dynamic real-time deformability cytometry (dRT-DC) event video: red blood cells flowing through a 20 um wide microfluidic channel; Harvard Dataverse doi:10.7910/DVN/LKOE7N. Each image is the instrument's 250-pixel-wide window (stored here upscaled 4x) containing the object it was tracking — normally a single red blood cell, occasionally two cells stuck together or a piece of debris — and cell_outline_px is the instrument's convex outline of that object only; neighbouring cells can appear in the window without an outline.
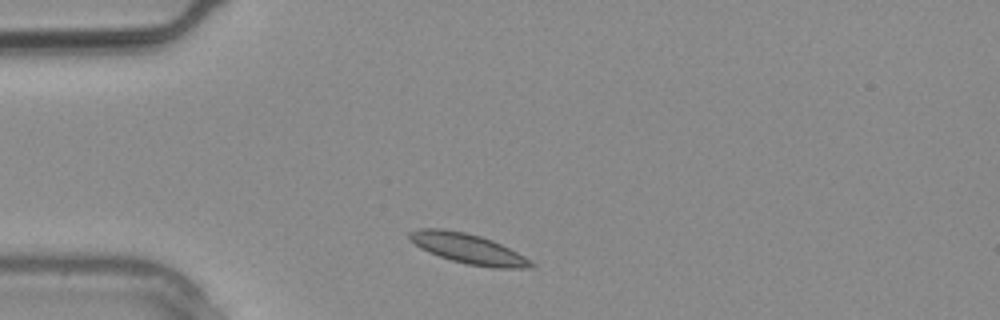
{"species": "common noctule bat (a hibernating species)", "species_latin": "Nyctalus noctula", "temperature_condition": "warm", "stored_images_in_passage": 3, "camera_frame_rate_fps": 3000, "um_per_image_px": 0.085, "animal": {"sex": "male", "body_mass_g": 20.4}, "frame": {"image": 1, "passage_image": 3, "time_ms": 0.667, "image_size_px": [1000, 320], "cell_outline_px": [[536, 264], [532, 268], [492, 268], [468, 264], [452, 260], [428, 252], [420, 248], [408, 240], [408, 232], [420, 228], [444, 228], [464, 232], [480, 236], [492, 240], [524, 256]], "centroid_in_image_um": [39.75, 21.13], "position_along_channel_um": 45.2, "area_um2": 21.27}}